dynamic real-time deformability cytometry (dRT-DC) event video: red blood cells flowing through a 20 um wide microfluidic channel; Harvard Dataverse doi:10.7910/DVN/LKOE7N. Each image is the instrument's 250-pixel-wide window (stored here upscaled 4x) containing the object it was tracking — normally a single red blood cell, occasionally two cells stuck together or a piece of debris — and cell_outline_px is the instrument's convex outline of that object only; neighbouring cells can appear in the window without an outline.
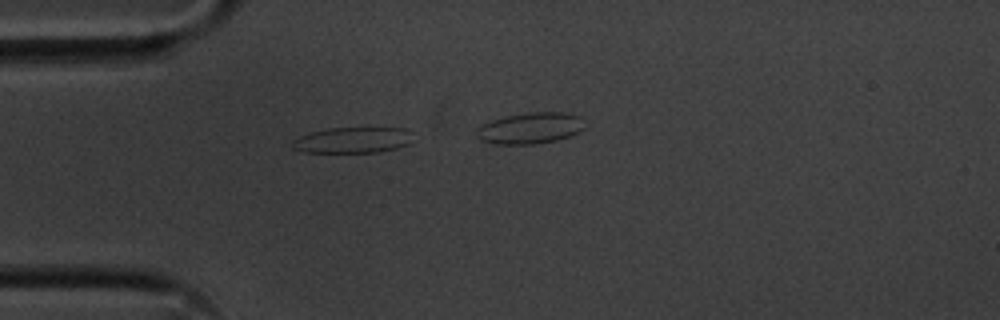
{"species": "common noctule bat (a hibernating species)", "species_latin": "Nyctalus noctula", "temperature_condition": "cold", "stored_images_in_passage": 24, "camera_frame_rate_fps": 3000, "um_per_image_px": 0.085, "animal": {"sex": "male", "body_mass_g": 20.1, "forearm_length_mm": 53.5}, "frame": {"image": 1, "passage_image": 6, "time_ms": 1.667, "image_size_px": [1000, 320], "cell_outline_px": [[408, 144], [396, 148], [380, 152], [296, 152], [292, 148], [292, 140], [308, 132], [328, 128], [404, 128]], "centroid_in_image_um": [29.8, 11.92], "position_along_channel_um": 55.2, "area_um2": 17.86}}
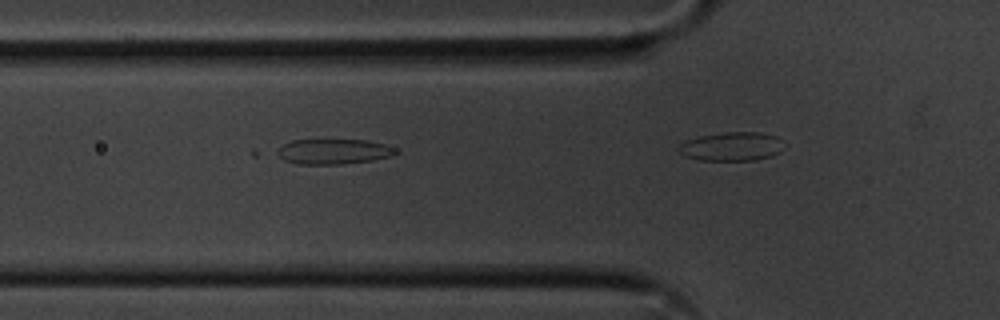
{"frame": {"image": 2, "passage_image": 10, "time_ms": 3.0, "image_size_px": [1000, 320], "cell_outline_px": [[396, 152], [392, 156], [372, 160], [340, 164], [300, 164], [284, 160], [272, 152], [284, 144], [292, 140], [364, 140], [384, 144], [396, 148]], "centroid_in_image_um": [28.29, 12.88], "position_along_channel_um": 97.5, "area_um2": 17.34}}